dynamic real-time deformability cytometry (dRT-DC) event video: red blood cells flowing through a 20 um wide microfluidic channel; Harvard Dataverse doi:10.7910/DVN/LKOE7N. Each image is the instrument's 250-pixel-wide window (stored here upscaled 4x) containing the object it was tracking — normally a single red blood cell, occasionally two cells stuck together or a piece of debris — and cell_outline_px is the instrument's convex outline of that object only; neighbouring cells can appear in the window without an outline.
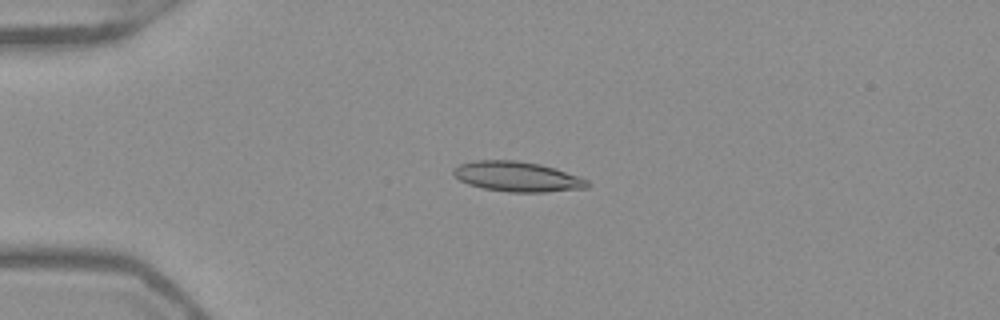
{"species": "Egyptian fruit bat (a non-hibernating species)", "species_latin": "Rousettus aegyptiacus", "temperature_condition": "warm", "stored_images_in_passage": 44, "camera_frame_rate_fps": 3000, "um_per_image_px": 0.085, "frame": {"image": 1, "passage_image": 5, "time_ms": 1.333, "image_size_px": [1000, 320], "cell_outline_px": [[592, 184], [588, 188], [544, 192], [508, 192], [484, 188], [468, 184], [460, 180], [452, 172], [452, 168], [460, 164], [476, 160], [516, 160], [540, 164], [588, 180]], "centroid_in_image_um": [43.95, 15.01], "position_along_channel_um": 41.0, "area_um2": 23.29}}
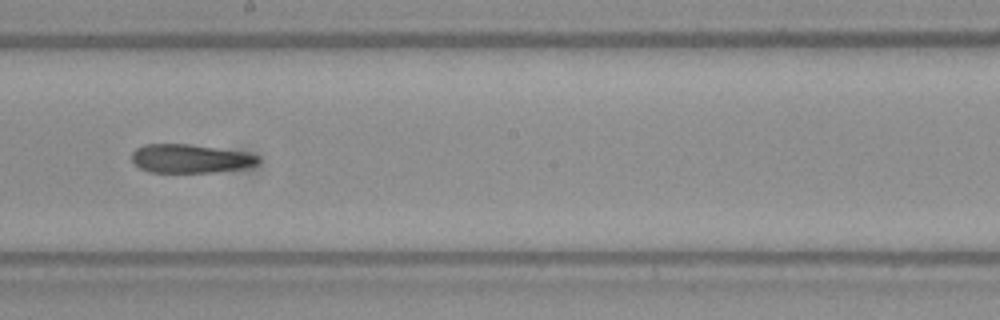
{"frame": {"image": 2, "passage_image": 22, "time_ms": 7.0, "image_size_px": [1000, 320], "cell_outline_px": [[260, 160], [256, 164], [244, 168], [216, 172], [148, 172], [140, 168], [132, 160], [132, 152], [136, 148], [144, 144], [188, 144], [240, 152], [260, 156]], "centroid_in_image_um": [16.13, 13.49], "position_along_channel_um": 232.1, "area_um2": 20.87}}
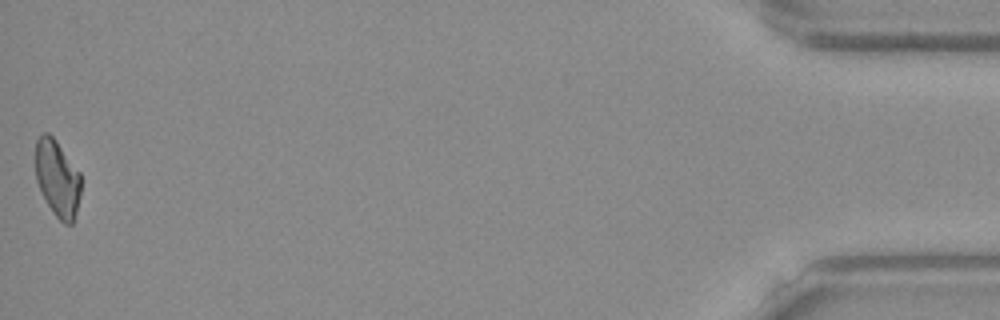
{"frame": {"image": 3, "passage_image": 44, "time_ms": 14.333, "image_size_px": [1000, 320], "cell_outline_px": [[80, 196], [76, 212], [72, 224], [64, 224], [52, 212], [36, 180], [36, 140], [44, 132], [48, 132], [56, 140], [80, 172]], "centroid_in_image_um": [4.89, 15.15], "position_along_channel_um": 430.3, "area_um2": 20.11}, "authors_computed_cell_mechanics": {"area_um2": 21.5305, "velocity_mm_per_s": 3.9474, "shape_relaxation_time_tau1_ms": null, "shape_relaxation_time_tau2_ms": 7.9625, "deformation_change_tau1": null, "deformation_change_tau2": 0.1622}}